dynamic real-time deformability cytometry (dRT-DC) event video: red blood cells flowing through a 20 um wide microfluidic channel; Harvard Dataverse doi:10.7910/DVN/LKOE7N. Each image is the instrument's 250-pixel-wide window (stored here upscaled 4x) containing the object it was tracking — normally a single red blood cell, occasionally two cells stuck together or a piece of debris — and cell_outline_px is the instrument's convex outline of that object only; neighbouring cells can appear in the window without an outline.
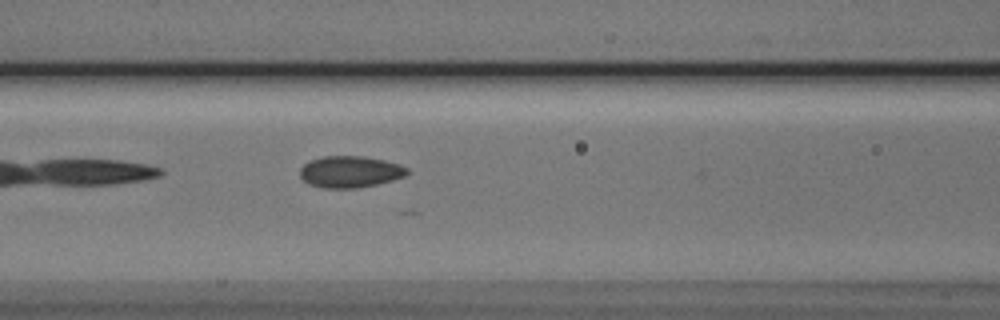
{"species": "Egyptian fruit bat (a non-hibernating species)", "species_latin": "Rousettus aegyptiacus", "temperature_condition": "cold", "stored_images_in_passage": 4, "camera_frame_rate_fps": 3000, "um_per_image_px": 0.085, "animal": {"sex": "male"}, "frame": {"image": 1, "passage_image": 4, "time_ms": 3.667, "image_size_px": [1000, 320], "cell_outline_px": [[408, 172], [404, 176], [392, 180], [376, 184], [356, 188], [324, 188], [308, 184], [300, 176], [300, 168], [304, 164], [312, 160], [324, 156], [364, 156], [384, 160], [400, 164], [408, 168]], "centroid_in_image_um": [29.75, 14.6], "position_along_channel_um": 136.8, "area_um2": 19.65}}